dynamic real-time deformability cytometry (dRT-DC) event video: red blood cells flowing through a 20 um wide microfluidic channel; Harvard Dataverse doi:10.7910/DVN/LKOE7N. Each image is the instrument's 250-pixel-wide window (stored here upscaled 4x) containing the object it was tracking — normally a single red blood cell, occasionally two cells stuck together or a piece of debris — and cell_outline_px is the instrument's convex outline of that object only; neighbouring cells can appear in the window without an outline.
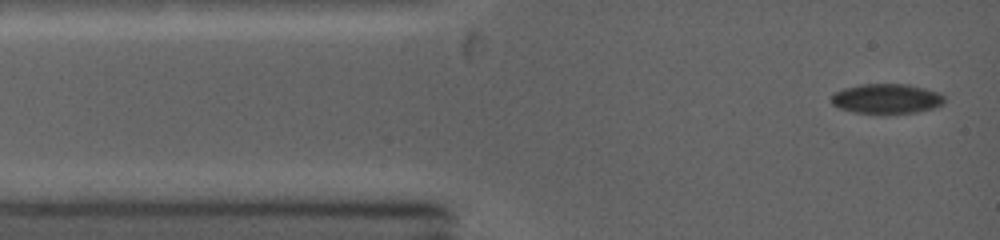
{"species": "common noctule bat (a hibernating species)", "species_latin": "Nyctalus noctula", "temperature_condition": "warm", "stored_images_in_passage": 8, "camera_frame_rate_fps": 5000, "um_per_image_px": 0.085, "animal": {"sex": "female", "body_mass_g": 19.0, "forearm_length_mm": 53.3}, "frame": {"image": 1, "passage_image": 1, "time_ms": 0.0, "image_size_px": [1000, 240], "cell_outline_px": [[944, 100], [940, 104], [932, 108], [916, 112], [888, 116], [852, 112], [840, 108], [832, 104], [832, 96], [836, 92], [844, 88], [864, 84], [904, 84], [936, 92], [944, 96]], "centroid_in_image_um": [75.31, 8.44], "position_along_channel_um": 9.7, "area_um2": 19.77}}
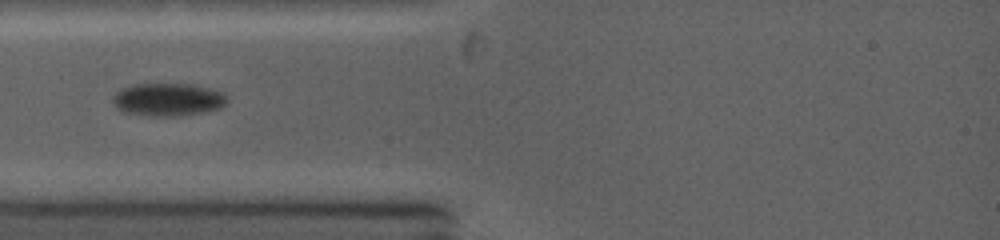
{"frame": {"image": 2, "passage_image": 5, "time_ms": 2.6, "image_size_px": [1000, 240], "cell_outline_px": [[228, 100], [220, 108], [204, 112], [180, 116], [144, 116], [124, 112], [116, 108], [116, 96], [124, 88], [140, 84], [184, 84], [204, 88], [220, 92]], "centroid_in_image_um": [14.3, 8.5], "position_along_channel_um": 70.7, "area_um2": 21.15}}
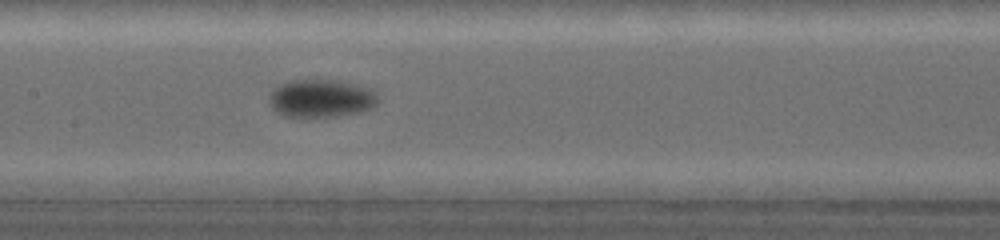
{"frame": {"image": 3, "passage_image": 8, "time_ms": 5.2, "image_size_px": [1000, 240], "cell_outline_px": [[376, 104], [372, 108], [360, 112], [340, 116], [308, 120], [284, 116], [272, 108], [272, 92], [276, 88], [284, 84], [336, 84], [356, 88], [368, 92], [376, 100]], "centroid_in_image_um": [27.2, 8.57], "position_along_channel_um": 180.2, "area_um2": 21.62}}